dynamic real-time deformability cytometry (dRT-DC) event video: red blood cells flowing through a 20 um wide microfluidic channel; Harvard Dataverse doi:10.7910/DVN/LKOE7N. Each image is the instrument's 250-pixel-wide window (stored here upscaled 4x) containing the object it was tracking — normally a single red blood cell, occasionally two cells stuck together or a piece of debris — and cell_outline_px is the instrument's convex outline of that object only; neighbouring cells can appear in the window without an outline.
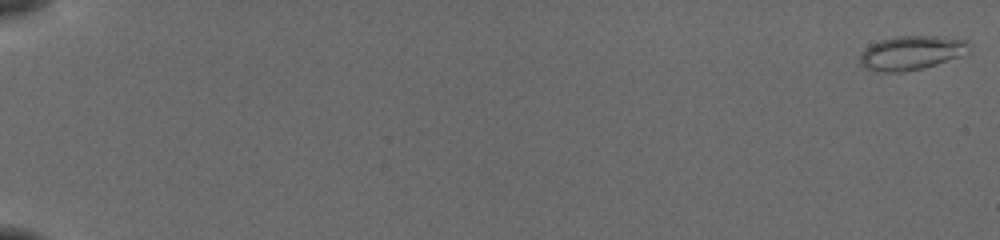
{"species": "common noctule bat (a hibernating species)", "species_latin": "Nyctalus noctula", "temperature_condition": "cold", "stored_images_in_passage": 13, "camera_frame_rate_fps": 3000, "um_per_image_px": 0.085, "animal": {"sex": "female", "body_mass_g": 19.5, "forearm_length_mm": 54.1}, "frame": {"image": 1, "passage_image": 1, "time_ms": 0.0, "image_size_px": [1000, 240], "cell_outline_px": [[968, 52], [964, 56], [936, 64], [920, 68], [900, 72], [884, 72], [864, 68], [860, 64], [860, 52], [864, 48], [880, 40], [896, 36], [936, 36], [968, 40]], "centroid_in_image_um": [77.46, 4.48], "position_along_channel_um": 7.5, "area_um2": 21.68}}